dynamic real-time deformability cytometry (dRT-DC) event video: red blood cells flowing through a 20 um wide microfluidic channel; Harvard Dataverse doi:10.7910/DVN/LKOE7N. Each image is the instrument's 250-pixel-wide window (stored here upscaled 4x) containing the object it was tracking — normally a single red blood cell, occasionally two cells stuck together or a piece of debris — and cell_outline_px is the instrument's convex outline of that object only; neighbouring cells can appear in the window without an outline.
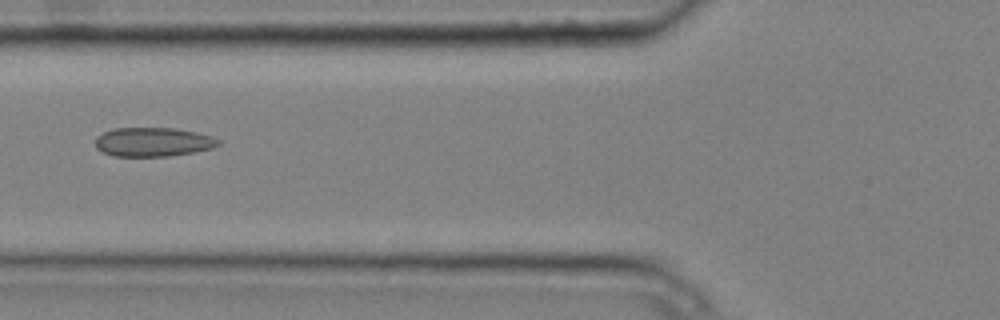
{"species": "common noctule bat (a hibernating species)", "species_latin": "Nyctalus noctula", "temperature_condition": "cold", "stored_images_in_passage": 6, "camera_frame_rate_fps": 3000, "um_per_image_px": 0.085, "animal": {"sex": "male", "body_mass_g": 20.4}, "frame": {"image": 1, "passage_image": 3, "time_ms": 0.667, "image_size_px": [1000, 320], "cell_outline_px": [[220, 144], [212, 148], [192, 152], [168, 156], [112, 156], [96, 148], [96, 136], [112, 128], [172, 128], [196, 132], [212, 136], [220, 140]], "centroid_in_image_um": [13.0, 12.06], "position_along_channel_um": 112.8, "area_um2": 20.75}}
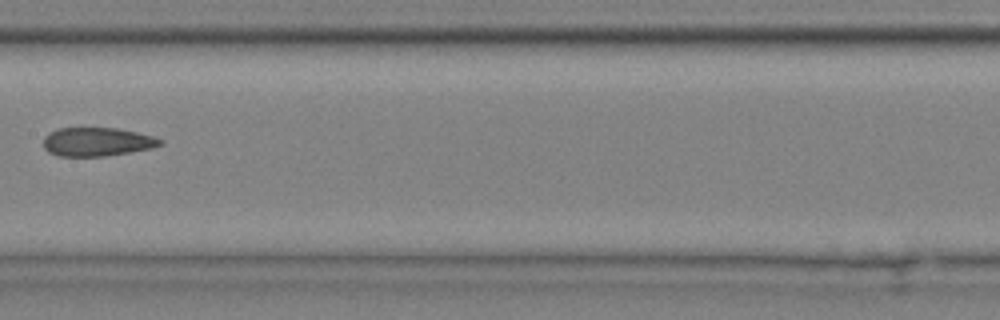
{"frame": {"image": 2, "passage_image": 5, "time_ms": 1.333, "image_size_px": [1000, 320], "cell_outline_px": [[164, 144], [152, 148], [104, 156], [60, 156], [48, 152], [44, 148], [44, 136], [48, 132], [60, 128], [116, 128], [136, 132], [152, 136], [164, 140]], "centroid_in_image_um": [8.25, 12.05], "position_along_channel_um": 199.2, "area_um2": 19.48}}
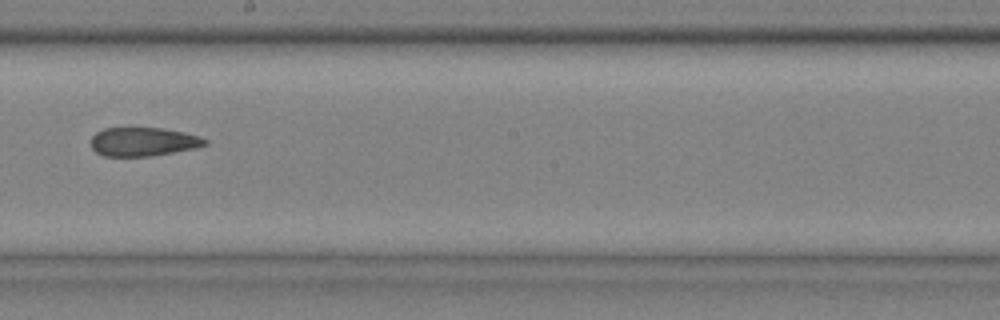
{"frame": {"image": 3, "passage_image": 6, "time_ms": 1.667, "image_size_px": [1000, 320], "cell_outline_px": [[208, 144], [196, 148], [152, 156], [104, 156], [96, 152], [92, 148], [92, 136], [96, 132], [104, 128], [164, 128], [184, 132], [200, 136], [208, 140]], "centroid_in_image_um": [12.21, 12.04], "position_along_channel_um": 236.0, "area_um2": 19.19}}